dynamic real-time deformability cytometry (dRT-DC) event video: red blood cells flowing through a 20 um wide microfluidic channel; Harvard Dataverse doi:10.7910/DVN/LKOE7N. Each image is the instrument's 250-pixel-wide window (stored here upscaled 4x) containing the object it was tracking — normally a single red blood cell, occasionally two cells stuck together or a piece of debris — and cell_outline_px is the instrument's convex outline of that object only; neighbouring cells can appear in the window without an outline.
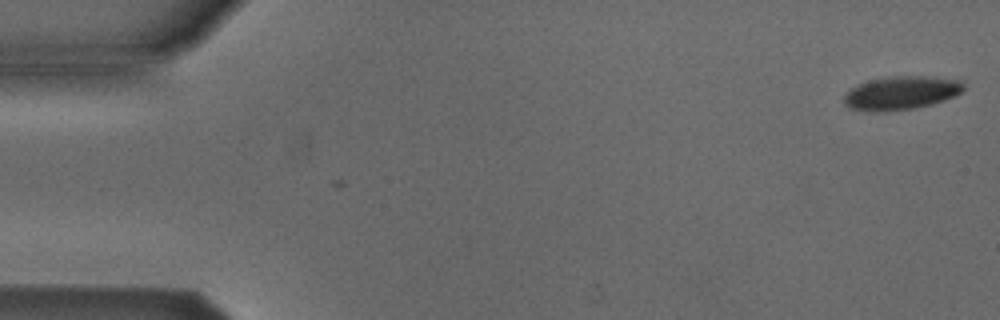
{"species": "Egyptian fruit bat (a non-hibernating species)", "species_latin": "Rousettus aegyptiacus", "temperature_condition": "cold", "stored_images_in_passage": 15, "camera_frame_rate_fps": 3000, "um_per_image_px": 0.085, "animal": {"sex": "male"}, "frame": {"image": 1, "passage_image": 1, "time_ms": 0.0, "image_size_px": [1000, 320], "cell_outline_px": [[964, 88], [956, 96], [932, 104], [916, 108], [884, 112], [868, 112], [852, 108], [844, 104], [844, 96], [852, 88], [860, 84], [872, 80], [892, 76], [920, 76], [960, 80], [964, 84]], "centroid_in_image_um": [76.61, 7.92], "position_along_channel_um": 8.4, "area_um2": 23.18}}